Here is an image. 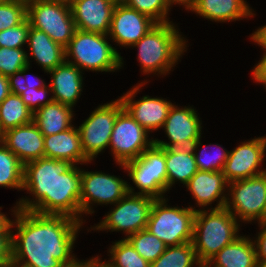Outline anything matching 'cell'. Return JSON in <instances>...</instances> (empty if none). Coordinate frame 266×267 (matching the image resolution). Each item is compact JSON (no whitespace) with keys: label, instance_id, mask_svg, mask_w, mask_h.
<instances>
[{"label":"cell","instance_id":"5b68a950","mask_svg":"<svg viewBox=\"0 0 266 267\" xmlns=\"http://www.w3.org/2000/svg\"><path fill=\"white\" fill-rule=\"evenodd\" d=\"M73 164L66 160L39 158L24 165L23 190L35 196V200L21 199L17 203L20 210H31L40 214H51L53 179L67 172Z\"/></svg>","mask_w":266,"mask_h":267},{"label":"cell","instance_id":"7dc6e473","mask_svg":"<svg viewBox=\"0 0 266 267\" xmlns=\"http://www.w3.org/2000/svg\"><path fill=\"white\" fill-rule=\"evenodd\" d=\"M263 49H266V47H263ZM252 72L253 75H266V52L264 53L262 60H260V62L254 67Z\"/></svg>","mask_w":266,"mask_h":267},{"label":"cell","instance_id":"52a82bcc","mask_svg":"<svg viewBox=\"0 0 266 267\" xmlns=\"http://www.w3.org/2000/svg\"><path fill=\"white\" fill-rule=\"evenodd\" d=\"M119 165L129 172V177L140 190L134 193V189L128 184L129 193L151 196L154 199L164 198L162 195L168 191L165 147L153 144L137 159Z\"/></svg>","mask_w":266,"mask_h":267},{"label":"cell","instance_id":"8d00e7d4","mask_svg":"<svg viewBox=\"0 0 266 267\" xmlns=\"http://www.w3.org/2000/svg\"><path fill=\"white\" fill-rule=\"evenodd\" d=\"M200 142L201 140L199 138L197 142L192 146L198 170L223 171L225 162L229 156L230 151H227L224 149L223 150L224 152H221V153L219 152V154L216 153L213 156L212 155L208 156L209 154H207V152L205 151V148L207 147H203L200 155H198V153L196 152H197V148L201 145Z\"/></svg>","mask_w":266,"mask_h":267},{"label":"cell","instance_id":"d590c367","mask_svg":"<svg viewBox=\"0 0 266 267\" xmlns=\"http://www.w3.org/2000/svg\"><path fill=\"white\" fill-rule=\"evenodd\" d=\"M27 16V5L13 0L0 3V31L21 24Z\"/></svg>","mask_w":266,"mask_h":267},{"label":"cell","instance_id":"4dcf8cb0","mask_svg":"<svg viewBox=\"0 0 266 267\" xmlns=\"http://www.w3.org/2000/svg\"><path fill=\"white\" fill-rule=\"evenodd\" d=\"M201 266L192 242L178 246H167L166 250L152 263L150 267H193Z\"/></svg>","mask_w":266,"mask_h":267},{"label":"cell","instance_id":"9c48e42d","mask_svg":"<svg viewBox=\"0 0 266 267\" xmlns=\"http://www.w3.org/2000/svg\"><path fill=\"white\" fill-rule=\"evenodd\" d=\"M232 198H227L225 207L236 218L244 222L258 220L266 221V176L260 174L254 177L238 180L227 185ZM230 200V201H228Z\"/></svg>","mask_w":266,"mask_h":267},{"label":"cell","instance_id":"f1b7e54d","mask_svg":"<svg viewBox=\"0 0 266 267\" xmlns=\"http://www.w3.org/2000/svg\"><path fill=\"white\" fill-rule=\"evenodd\" d=\"M33 121L32 111L18 94L10 93L0 104V134Z\"/></svg>","mask_w":266,"mask_h":267},{"label":"cell","instance_id":"60d3db41","mask_svg":"<svg viewBox=\"0 0 266 267\" xmlns=\"http://www.w3.org/2000/svg\"><path fill=\"white\" fill-rule=\"evenodd\" d=\"M11 264V232H0V267Z\"/></svg>","mask_w":266,"mask_h":267},{"label":"cell","instance_id":"7a4b0ae2","mask_svg":"<svg viewBox=\"0 0 266 267\" xmlns=\"http://www.w3.org/2000/svg\"><path fill=\"white\" fill-rule=\"evenodd\" d=\"M208 211L196 210L194 217L192 244L201 265L240 237L238 218L226 207Z\"/></svg>","mask_w":266,"mask_h":267},{"label":"cell","instance_id":"74e56055","mask_svg":"<svg viewBox=\"0 0 266 267\" xmlns=\"http://www.w3.org/2000/svg\"><path fill=\"white\" fill-rule=\"evenodd\" d=\"M30 23L26 18L21 24L0 31V47L22 48L28 42Z\"/></svg>","mask_w":266,"mask_h":267},{"label":"cell","instance_id":"4316f807","mask_svg":"<svg viewBox=\"0 0 266 267\" xmlns=\"http://www.w3.org/2000/svg\"><path fill=\"white\" fill-rule=\"evenodd\" d=\"M72 112V107L52 101L33 113V122L44 136L61 133L73 126Z\"/></svg>","mask_w":266,"mask_h":267},{"label":"cell","instance_id":"6da1fadb","mask_svg":"<svg viewBox=\"0 0 266 267\" xmlns=\"http://www.w3.org/2000/svg\"><path fill=\"white\" fill-rule=\"evenodd\" d=\"M13 210L11 262L18 267H75L72 248L82 223L65 215ZM78 260V261H77Z\"/></svg>","mask_w":266,"mask_h":267},{"label":"cell","instance_id":"5bb4252c","mask_svg":"<svg viewBox=\"0 0 266 267\" xmlns=\"http://www.w3.org/2000/svg\"><path fill=\"white\" fill-rule=\"evenodd\" d=\"M265 150L266 137H258L230 151L222 171L226 181L231 183L263 174L258 167L264 160Z\"/></svg>","mask_w":266,"mask_h":267},{"label":"cell","instance_id":"3957f363","mask_svg":"<svg viewBox=\"0 0 266 267\" xmlns=\"http://www.w3.org/2000/svg\"><path fill=\"white\" fill-rule=\"evenodd\" d=\"M172 22L157 23L137 43L138 59L142 71L167 74L186 49L183 40Z\"/></svg>","mask_w":266,"mask_h":267},{"label":"cell","instance_id":"4fadbf2b","mask_svg":"<svg viewBox=\"0 0 266 267\" xmlns=\"http://www.w3.org/2000/svg\"><path fill=\"white\" fill-rule=\"evenodd\" d=\"M128 193L126 181L102 172L81 170V214H92L91 204H116Z\"/></svg>","mask_w":266,"mask_h":267},{"label":"cell","instance_id":"e575fe53","mask_svg":"<svg viewBox=\"0 0 266 267\" xmlns=\"http://www.w3.org/2000/svg\"><path fill=\"white\" fill-rule=\"evenodd\" d=\"M29 62L24 49L0 47V74L9 77L28 66Z\"/></svg>","mask_w":266,"mask_h":267},{"label":"cell","instance_id":"cb8c5ba5","mask_svg":"<svg viewBox=\"0 0 266 267\" xmlns=\"http://www.w3.org/2000/svg\"><path fill=\"white\" fill-rule=\"evenodd\" d=\"M189 10L215 22L236 21L254 15L244 0H195Z\"/></svg>","mask_w":266,"mask_h":267},{"label":"cell","instance_id":"d6986e66","mask_svg":"<svg viewBox=\"0 0 266 267\" xmlns=\"http://www.w3.org/2000/svg\"><path fill=\"white\" fill-rule=\"evenodd\" d=\"M76 29L108 34L115 0H69Z\"/></svg>","mask_w":266,"mask_h":267},{"label":"cell","instance_id":"8992f818","mask_svg":"<svg viewBox=\"0 0 266 267\" xmlns=\"http://www.w3.org/2000/svg\"><path fill=\"white\" fill-rule=\"evenodd\" d=\"M166 199H155L146 229L167 246L192 242L196 209L167 207Z\"/></svg>","mask_w":266,"mask_h":267},{"label":"cell","instance_id":"277c9868","mask_svg":"<svg viewBox=\"0 0 266 267\" xmlns=\"http://www.w3.org/2000/svg\"><path fill=\"white\" fill-rule=\"evenodd\" d=\"M108 34L86 32L76 29L73 38L65 47L66 62L80 70L111 72L122 67V57L107 41ZM107 39V40H106ZM73 57L69 61L67 57Z\"/></svg>","mask_w":266,"mask_h":267},{"label":"cell","instance_id":"b9f144b4","mask_svg":"<svg viewBox=\"0 0 266 267\" xmlns=\"http://www.w3.org/2000/svg\"><path fill=\"white\" fill-rule=\"evenodd\" d=\"M262 230L254 240L257 261H266V221L259 223Z\"/></svg>","mask_w":266,"mask_h":267},{"label":"cell","instance_id":"836d02e7","mask_svg":"<svg viewBox=\"0 0 266 267\" xmlns=\"http://www.w3.org/2000/svg\"><path fill=\"white\" fill-rule=\"evenodd\" d=\"M122 2L140 13L149 16L156 23H167L170 5L166 0H122Z\"/></svg>","mask_w":266,"mask_h":267},{"label":"cell","instance_id":"603a6c76","mask_svg":"<svg viewBox=\"0 0 266 267\" xmlns=\"http://www.w3.org/2000/svg\"><path fill=\"white\" fill-rule=\"evenodd\" d=\"M52 74V82L49 84L53 93V101L73 107L82 91V71L68 62L48 71Z\"/></svg>","mask_w":266,"mask_h":267},{"label":"cell","instance_id":"7402d4cb","mask_svg":"<svg viewBox=\"0 0 266 267\" xmlns=\"http://www.w3.org/2000/svg\"><path fill=\"white\" fill-rule=\"evenodd\" d=\"M77 127L44 136V157L56 160H66L73 165L91 162L84 154L81 146L80 132Z\"/></svg>","mask_w":266,"mask_h":267},{"label":"cell","instance_id":"681fc988","mask_svg":"<svg viewBox=\"0 0 266 267\" xmlns=\"http://www.w3.org/2000/svg\"><path fill=\"white\" fill-rule=\"evenodd\" d=\"M252 76L254 77V80H256V82L265 84L264 86L266 87V75H252Z\"/></svg>","mask_w":266,"mask_h":267},{"label":"cell","instance_id":"44dd1931","mask_svg":"<svg viewBox=\"0 0 266 267\" xmlns=\"http://www.w3.org/2000/svg\"><path fill=\"white\" fill-rule=\"evenodd\" d=\"M227 184L222 171L198 170L186 184V188L192 193L199 206L206 207L213 201L219 200L214 207V209H219L225 207L228 198L224 195Z\"/></svg>","mask_w":266,"mask_h":267},{"label":"cell","instance_id":"7c38bea8","mask_svg":"<svg viewBox=\"0 0 266 267\" xmlns=\"http://www.w3.org/2000/svg\"><path fill=\"white\" fill-rule=\"evenodd\" d=\"M154 144L148 132L123 109L115 120L109 146L116 163L124 164L137 159Z\"/></svg>","mask_w":266,"mask_h":267},{"label":"cell","instance_id":"7bdbcfd3","mask_svg":"<svg viewBox=\"0 0 266 267\" xmlns=\"http://www.w3.org/2000/svg\"><path fill=\"white\" fill-rule=\"evenodd\" d=\"M251 39L259 46L266 47V25L257 29L252 35Z\"/></svg>","mask_w":266,"mask_h":267},{"label":"cell","instance_id":"ee69618b","mask_svg":"<svg viewBox=\"0 0 266 267\" xmlns=\"http://www.w3.org/2000/svg\"><path fill=\"white\" fill-rule=\"evenodd\" d=\"M10 93L8 77L0 74V104Z\"/></svg>","mask_w":266,"mask_h":267},{"label":"cell","instance_id":"ffe728a7","mask_svg":"<svg viewBox=\"0 0 266 267\" xmlns=\"http://www.w3.org/2000/svg\"><path fill=\"white\" fill-rule=\"evenodd\" d=\"M1 142L23 165L44 157V135L33 121L6 131Z\"/></svg>","mask_w":266,"mask_h":267},{"label":"cell","instance_id":"f6af8a7d","mask_svg":"<svg viewBox=\"0 0 266 267\" xmlns=\"http://www.w3.org/2000/svg\"><path fill=\"white\" fill-rule=\"evenodd\" d=\"M81 267H113L108 261L102 262L100 258L97 256L95 258H91L88 261H79L78 263Z\"/></svg>","mask_w":266,"mask_h":267},{"label":"cell","instance_id":"e0dca14e","mask_svg":"<svg viewBox=\"0 0 266 267\" xmlns=\"http://www.w3.org/2000/svg\"><path fill=\"white\" fill-rule=\"evenodd\" d=\"M156 24L149 16L117 2L108 35L119 45L132 47Z\"/></svg>","mask_w":266,"mask_h":267},{"label":"cell","instance_id":"f35d334b","mask_svg":"<svg viewBox=\"0 0 266 267\" xmlns=\"http://www.w3.org/2000/svg\"><path fill=\"white\" fill-rule=\"evenodd\" d=\"M49 87V89H48ZM51 92L50 86H44L39 89H27L25 92L20 94L22 101L25 105L32 111V113L36 112L40 107L45 106L48 103L53 101V98L50 97L45 100L48 92ZM45 100V101H44Z\"/></svg>","mask_w":266,"mask_h":267},{"label":"cell","instance_id":"1f68e13d","mask_svg":"<svg viewBox=\"0 0 266 267\" xmlns=\"http://www.w3.org/2000/svg\"><path fill=\"white\" fill-rule=\"evenodd\" d=\"M149 263L154 262L167 248V245L152 235L147 229L141 230L125 238Z\"/></svg>","mask_w":266,"mask_h":267},{"label":"cell","instance_id":"8fae6325","mask_svg":"<svg viewBox=\"0 0 266 267\" xmlns=\"http://www.w3.org/2000/svg\"><path fill=\"white\" fill-rule=\"evenodd\" d=\"M123 109L120 98L100 105L78 127L83 152L90 161L109 146L115 120Z\"/></svg>","mask_w":266,"mask_h":267},{"label":"cell","instance_id":"83f0119b","mask_svg":"<svg viewBox=\"0 0 266 267\" xmlns=\"http://www.w3.org/2000/svg\"><path fill=\"white\" fill-rule=\"evenodd\" d=\"M168 190L175 181L187 184L198 171L192 147L165 148Z\"/></svg>","mask_w":266,"mask_h":267},{"label":"cell","instance_id":"c3c4849f","mask_svg":"<svg viewBox=\"0 0 266 267\" xmlns=\"http://www.w3.org/2000/svg\"><path fill=\"white\" fill-rule=\"evenodd\" d=\"M168 4L171 6L172 4H182L185 5L186 9H190L195 0H166Z\"/></svg>","mask_w":266,"mask_h":267},{"label":"cell","instance_id":"d4e9b609","mask_svg":"<svg viewBox=\"0 0 266 267\" xmlns=\"http://www.w3.org/2000/svg\"><path fill=\"white\" fill-rule=\"evenodd\" d=\"M205 265L207 267H256L255 245L248 237L240 236L233 243L223 247Z\"/></svg>","mask_w":266,"mask_h":267},{"label":"cell","instance_id":"30bf717a","mask_svg":"<svg viewBox=\"0 0 266 267\" xmlns=\"http://www.w3.org/2000/svg\"><path fill=\"white\" fill-rule=\"evenodd\" d=\"M154 198L151 196L127 193L119 200L116 208L96 225V230L123 231L127 237L146 229Z\"/></svg>","mask_w":266,"mask_h":267},{"label":"cell","instance_id":"f907efd6","mask_svg":"<svg viewBox=\"0 0 266 267\" xmlns=\"http://www.w3.org/2000/svg\"><path fill=\"white\" fill-rule=\"evenodd\" d=\"M256 267H266V261H257Z\"/></svg>","mask_w":266,"mask_h":267},{"label":"cell","instance_id":"f5cc1de1","mask_svg":"<svg viewBox=\"0 0 266 267\" xmlns=\"http://www.w3.org/2000/svg\"><path fill=\"white\" fill-rule=\"evenodd\" d=\"M8 267H18V266L14 265V264H11Z\"/></svg>","mask_w":266,"mask_h":267},{"label":"cell","instance_id":"ac0fdd59","mask_svg":"<svg viewBox=\"0 0 266 267\" xmlns=\"http://www.w3.org/2000/svg\"><path fill=\"white\" fill-rule=\"evenodd\" d=\"M143 84L136 85L120 100L125 111L147 132L162 128L173 104L161 98H150L148 95L141 100L133 101ZM136 93V94H135Z\"/></svg>","mask_w":266,"mask_h":267},{"label":"cell","instance_id":"f546056e","mask_svg":"<svg viewBox=\"0 0 266 267\" xmlns=\"http://www.w3.org/2000/svg\"><path fill=\"white\" fill-rule=\"evenodd\" d=\"M24 165L0 141V186L23 189Z\"/></svg>","mask_w":266,"mask_h":267},{"label":"cell","instance_id":"ab89813d","mask_svg":"<svg viewBox=\"0 0 266 267\" xmlns=\"http://www.w3.org/2000/svg\"><path fill=\"white\" fill-rule=\"evenodd\" d=\"M30 64L24 67L21 71L15 72L13 75L8 77L9 81V89L11 93L20 95L22 92H25L28 88L29 89H39L46 86V83L42 80L37 83H33L29 78L24 81V76L29 70ZM23 77V78H21ZM34 80V79H33ZM27 81V82H26ZM37 81H39L37 79ZM36 82V81H35Z\"/></svg>","mask_w":266,"mask_h":267},{"label":"cell","instance_id":"9a60e30c","mask_svg":"<svg viewBox=\"0 0 266 267\" xmlns=\"http://www.w3.org/2000/svg\"><path fill=\"white\" fill-rule=\"evenodd\" d=\"M163 128L171 142L155 139L154 144L159 147H192L201 138V122L192 107L178 108L173 104Z\"/></svg>","mask_w":266,"mask_h":267},{"label":"cell","instance_id":"d6a6232c","mask_svg":"<svg viewBox=\"0 0 266 267\" xmlns=\"http://www.w3.org/2000/svg\"><path fill=\"white\" fill-rule=\"evenodd\" d=\"M109 252L112 257L108 262L113 267H150V263L125 238L115 242Z\"/></svg>","mask_w":266,"mask_h":267},{"label":"cell","instance_id":"ba28073f","mask_svg":"<svg viewBox=\"0 0 266 267\" xmlns=\"http://www.w3.org/2000/svg\"><path fill=\"white\" fill-rule=\"evenodd\" d=\"M26 18L30 27L45 32L64 48L76 31L69 1L35 0L27 4Z\"/></svg>","mask_w":266,"mask_h":267},{"label":"cell","instance_id":"484cf974","mask_svg":"<svg viewBox=\"0 0 266 267\" xmlns=\"http://www.w3.org/2000/svg\"><path fill=\"white\" fill-rule=\"evenodd\" d=\"M27 44H29L30 56L47 73L66 61L65 48L54 42L45 32L39 29L30 27Z\"/></svg>","mask_w":266,"mask_h":267},{"label":"cell","instance_id":"816d5d0a","mask_svg":"<svg viewBox=\"0 0 266 267\" xmlns=\"http://www.w3.org/2000/svg\"><path fill=\"white\" fill-rule=\"evenodd\" d=\"M13 1L22 2V3H25L27 5L29 3L34 2L35 0H13Z\"/></svg>","mask_w":266,"mask_h":267},{"label":"cell","instance_id":"bcb514c9","mask_svg":"<svg viewBox=\"0 0 266 267\" xmlns=\"http://www.w3.org/2000/svg\"><path fill=\"white\" fill-rule=\"evenodd\" d=\"M1 209V207H0ZM12 222L7 216L0 211V232H11Z\"/></svg>","mask_w":266,"mask_h":267},{"label":"cell","instance_id":"2e32d148","mask_svg":"<svg viewBox=\"0 0 266 267\" xmlns=\"http://www.w3.org/2000/svg\"><path fill=\"white\" fill-rule=\"evenodd\" d=\"M81 170L73 165L64 174L53 179L51 214L65 215L83 223L80 219Z\"/></svg>","mask_w":266,"mask_h":267}]
</instances>
